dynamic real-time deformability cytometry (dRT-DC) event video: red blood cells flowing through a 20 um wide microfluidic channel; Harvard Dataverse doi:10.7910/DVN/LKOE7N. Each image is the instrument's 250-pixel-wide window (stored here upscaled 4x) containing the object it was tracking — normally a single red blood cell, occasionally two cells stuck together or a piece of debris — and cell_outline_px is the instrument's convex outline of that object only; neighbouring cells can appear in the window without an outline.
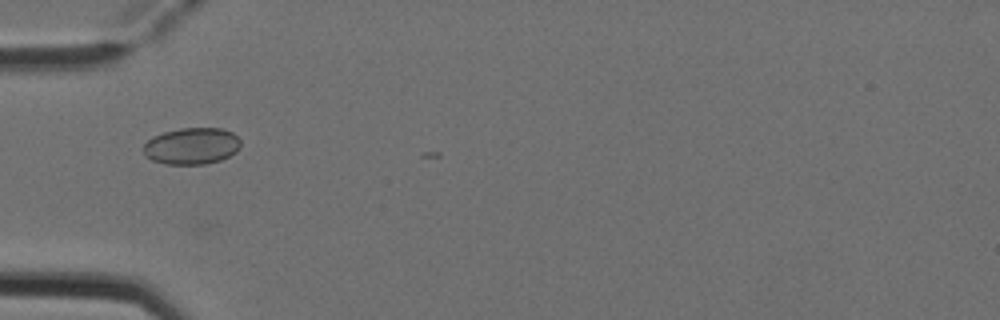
{"species": "Egyptian fruit bat (a non-hibernating species)", "species_latin": "Rousettus aegyptiacus", "temperature_condition": "cold", "stored_images_in_passage": 4, "camera_frame_rate_fps": 3000, "um_per_image_px": 0.085, "animal": {"sex": "female"}, "frame": {"image": 1, "passage_image": 2, "time_ms": 0.333, "image_size_px": [1000, 320], "cell_outline_px": [[240, 148], [236, 152], [220, 160], [204, 164], [164, 164], [152, 160], [144, 156], [144, 144], [152, 136], [164, 132], [180, 128], [220, 128], [232, 132], [240, 140]], "centroid_in_image_um": [16.28, 12.41], "position_along_channel_um": 68.7, "area_um2": 20.81}}
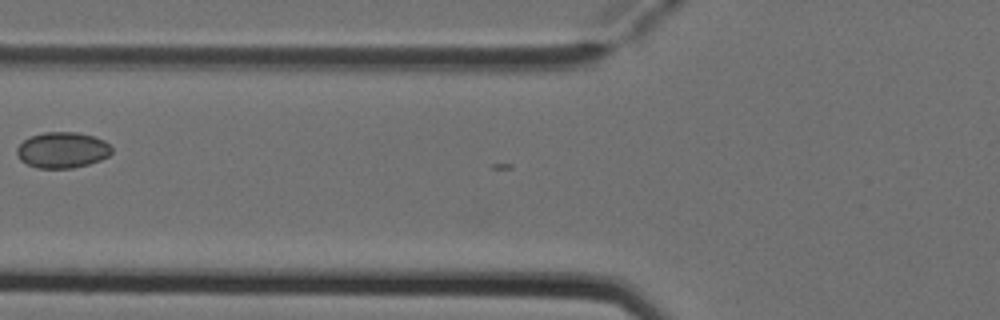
{"frame": {"image": 2, "passage_image": 3, "time_ms": 0.667, "image_size_px": [1000, 320], "cell_outline_px": [[112, 152], [108, 156], [100, 160], [88, 164], [72, 168], [36, 168], [20, 160], [16, 152], [16, 148], [24, 140], [32, 136], [44, 132], [76, 132], [92, 136], [104, 140], [112, 148]], "centroid_in_image_um": [5.29, 12.76], "position_along_channel_um": 120.5, "area_um2": 19.77}}